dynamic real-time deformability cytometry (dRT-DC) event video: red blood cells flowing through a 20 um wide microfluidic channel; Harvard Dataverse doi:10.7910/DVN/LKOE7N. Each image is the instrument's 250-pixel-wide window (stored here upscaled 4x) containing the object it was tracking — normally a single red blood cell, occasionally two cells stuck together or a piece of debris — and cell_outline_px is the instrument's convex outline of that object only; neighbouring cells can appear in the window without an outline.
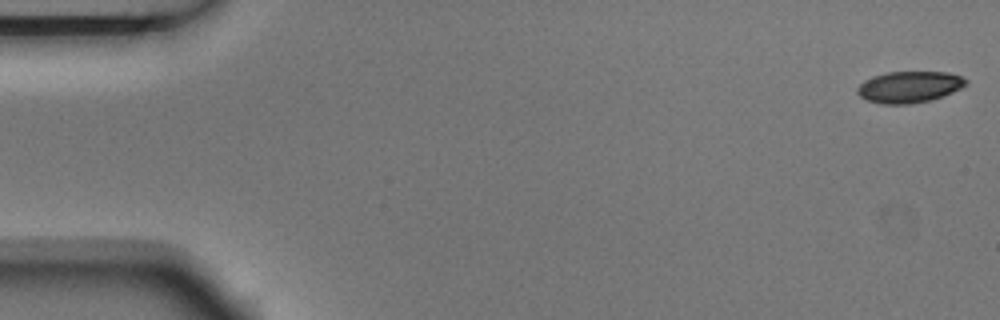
{"species": "Egyptian fruit bat (a non-hibernating species)", "species_latin": "Rousettus aegyptiacus", "temperature_condition": "room temperature", "stored_images_in_passage": 5, "camera_frame_rate_fps": 3000, "um_per_image_px": 0.085, "animal": {"sex": "male"}, "frame": {"image": 1, "passage_image": 1, "time_ms": 0.0, "image_size_px": [1000, 320], "cell_outline_px": [[968, 84], [952, 92], [928, 100], [908, 104], [884, 104], [868, 100], [860, 96], [856, 92], [856, 88], [864, 80], [872, 76], [888, 72], [948, 72], [960, 76], [968, 80]], "centroid_in_image_um": [77.27, 7.38], "position_along_channel_um": 7.7, "area_um2": 19.71}}
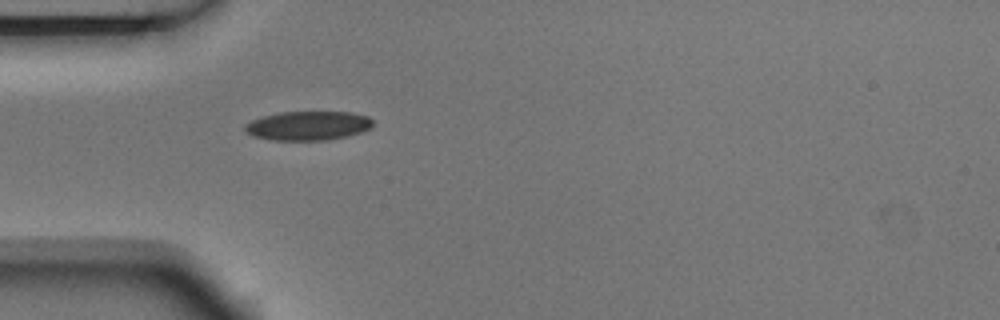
{"frame": {"image": 2, "passage_image": 5, "time_ms": 1.333, "image_size_px": [1000, 320], "cell_outline_px": [[372, 128], [360, 132], [328, 140], [272, 140], [252, 136], [244, 128], [244, 124], [252, 120], [264, 116], [280, 112], [348, 112], [368, 116], [372, 120]], "centroid_in_image_um": [26.17, 10.68], "position_along_channel_um": 58.8, "area_um2": 21.56}}